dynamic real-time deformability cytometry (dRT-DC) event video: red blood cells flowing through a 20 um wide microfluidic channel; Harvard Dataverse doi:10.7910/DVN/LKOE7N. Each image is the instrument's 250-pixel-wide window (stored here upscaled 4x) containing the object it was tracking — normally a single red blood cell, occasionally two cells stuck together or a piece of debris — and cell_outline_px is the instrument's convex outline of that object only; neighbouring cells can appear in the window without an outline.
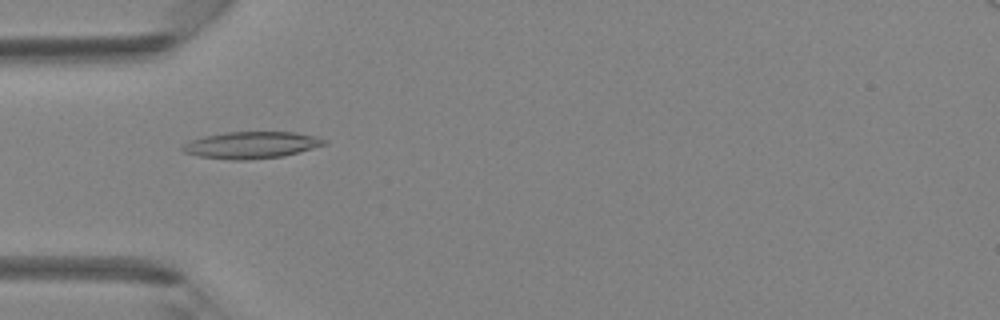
{"species": "Egyptian fruit bat (a non-hibernating species)", "species_latin": "Rousettus aegyptiacus", "temperature_condition": "room temperature", "stored_images_in_passage": 42, "camera_frame_rate_fps": 3000, "um_per_image_px": 0.085, "animal": {"sex": "female"}, "frame": {"image": 1, "passage_image": 13, "time_ms": 4.0, "image_size_px": [1000, 320], "cell_outline_px": [[328, 144], [284, 156], [244, 160], [232, 160], [200, 156], [184, 152], [180, 148], [184, 144], [192, 140], [204, 136], [228, 132], [292, 132], [316, 136], [328, 140]], "centroid_in_image_um": [21.41, 12.33], "position_along_channel_um": 63.6, "area_um2": 22.02}}
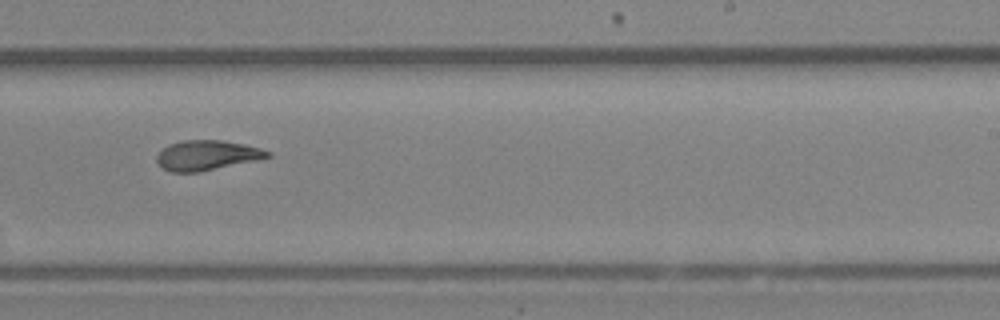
{"frame": {"image": 2, "passage_image": 26, "time_ms": 8.333, "image_size_px": [1000, 320], "cell_outline_px": [[272, 156], [256, 160], [200, 172], [172, 172], [164, 168], [156, 160], [156, 156], [168, 144], [180, 140], [220, 140], [244, 144], [260, 148], [272, 152]], "centroid_in_image_um": [17.6, 13.19], "position_along_channel_um": 271.4, "area_um2": 19.25}}
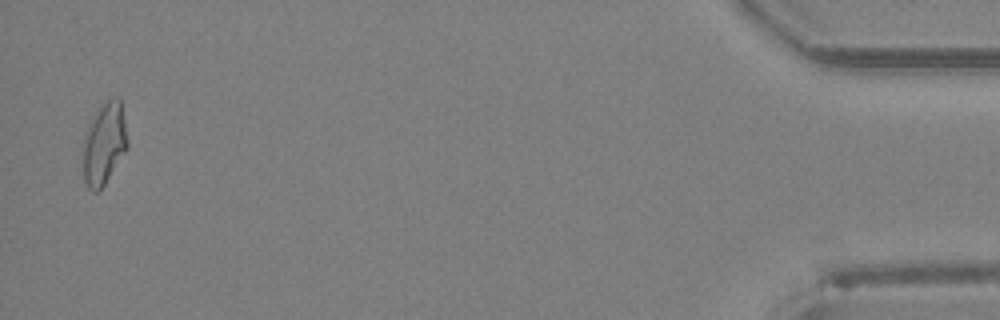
{"frame": {"image": 3, "passage_image": 41, "time_ms": 13.333, "image_size_px": [1000, 320], "cell_outline_px": [[128, 148], [104, 184], [96, 192], [92, 192], [88, 188], [84, 180], [80, 156], [84, 132], [92, 116], [112, 96], [116, 96], [120, 100], [124, 120], [128, 144]], "centroid_in_image_um": [8.79, 12.24], "position_along_channel_um": 426.4, "area_um2": 21.62}}